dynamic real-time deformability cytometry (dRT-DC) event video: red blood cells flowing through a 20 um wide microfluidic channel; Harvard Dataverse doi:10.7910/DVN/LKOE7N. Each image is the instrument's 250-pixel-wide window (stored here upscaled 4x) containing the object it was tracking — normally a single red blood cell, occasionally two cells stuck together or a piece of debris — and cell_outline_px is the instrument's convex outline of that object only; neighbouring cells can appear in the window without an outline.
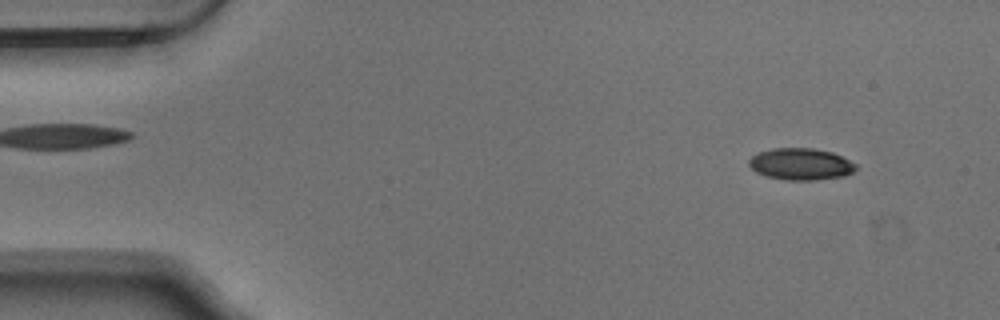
{"species": "Egyptian fruit bat (a non-hibernating species)", "species_latin": "Rousettus aegyptiacus", "temperature_condition": "warm", "stored_images_in_passage": 54, "camera_frame_rate_fps": 3000, "um_per_image_px": 0.085, "animal": {"sex": "male"}, "frame": {"image": 1, "passage_image": 5, "time_ms": 1.333, "image_size_px": [1000, 320], "cell_outline_px": [[856, 168], [852, 172], [844, 176], [816, 180], [784, 180], [768, 176], [756, 172], [748, 164], [748, 160], [752, 156], [760, 152], [772, 148], [812, 148], [832, 152], [856, 164]], "centroid_in_image_um": [68.05, 13.95], "position_along_channel_um": 16.9, "area_um2": 19.65}}
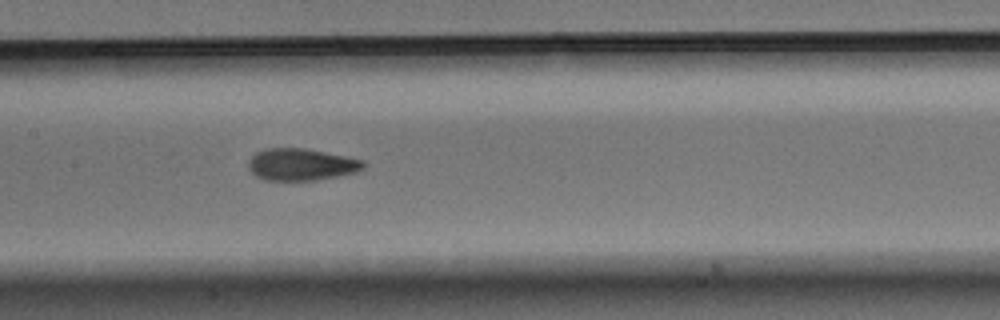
{"frame": {"image": 2, "passage_image": 26, "time_ms": 8.333, "image_size_px": [1000, 320], "cell_outline_px": [[364, 168], [356, 172], [316, 180], [264, 180], [256, 176], [248, 168], [248, 160], [256, 152], [268, 148], [304, 148], [364, 160]], "centroid_in_image_um": [25.58, 13.98], "position_along_channel_um": 181.8, "area_um2": 21.27}}
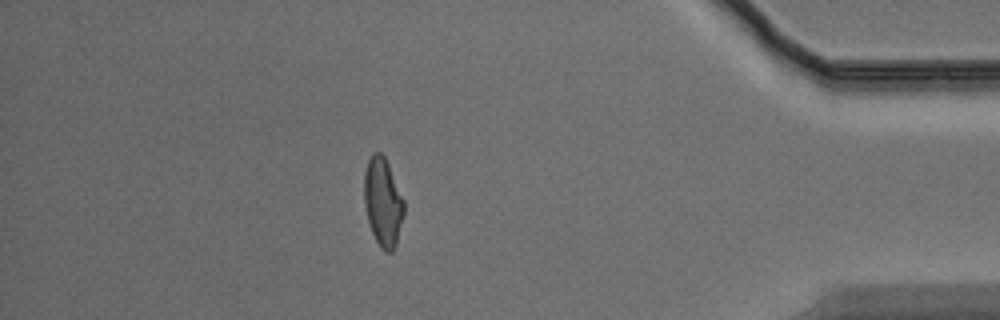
{"frame": {"image": 3, "passage_image": 47, "time_ms": 15.333, "image_size_px": [1000, 320], "cell_outline_px": [[404, 212], [396, 244], [392, 252], [384, 252], [380, 248], [372, 232], [368, 220], [364, 204], [364, 172], [368, 160], [372, 152], [380, 152], [384, 156], [388, 164], [404, 200]], "centroid_in_image_um": [32.53, 17.17], "position_along_channel_um": 402.7, "area_um2": 20.46}, "authors_computed_cell_mechanics": {"area_um2": 20.808, "velocity_mm_per_s": 3.7461, "shape_relaxation_time_tau1_ms": 5.1249, "shape_relaxation_time_tau2_ms": 1.3552, "deformation_change_tau1": 0.162, "deformation_change_tau2": 0.0713}}